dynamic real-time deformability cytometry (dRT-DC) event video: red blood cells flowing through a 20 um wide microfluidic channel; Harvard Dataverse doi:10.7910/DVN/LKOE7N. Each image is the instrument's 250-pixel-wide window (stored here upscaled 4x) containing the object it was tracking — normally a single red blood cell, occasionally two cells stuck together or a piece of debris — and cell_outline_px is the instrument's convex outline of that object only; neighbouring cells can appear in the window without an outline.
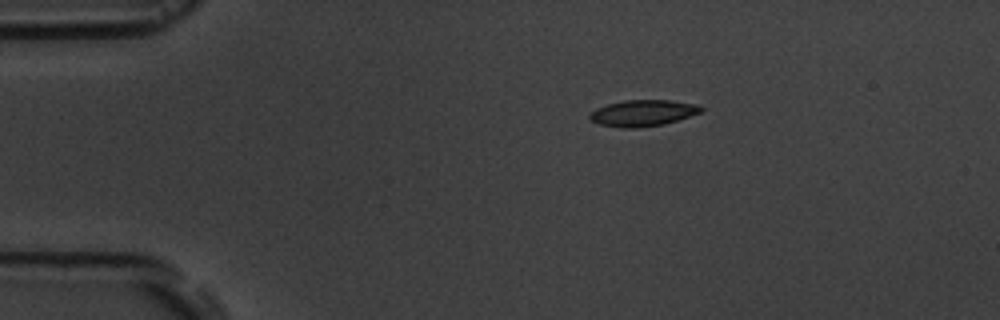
{"species": "common noctule bat (a hibernating species)", "species_latin": "Nyctalus noctula", "temperature_condition": "room temperature", "stored_images_in_passage": 8, "camera_frame_rate_fps": 3000, "um_per_image_px": 0.085, "animal": {"sex": "male", "body_mass_g": 19.5, "forearm_length_mm": 54.6}, "frame": {"image": 1, "passage_image": 1, "time_ms": 0.0, "image_size_px": [1000, 320], "cell_outline_px": [[704, 108], [700, 112], [664, 124], [636, 128], [620, 128], [600, 124], [592, 120], [588, 116], [596, 108], [608, 104], [624, 100], [668, 100], [700, 104]], "centroid_in_image_um": [54.65, 9.6], "position_along_channel_um": 30.4, "area_um2": 16.94}}
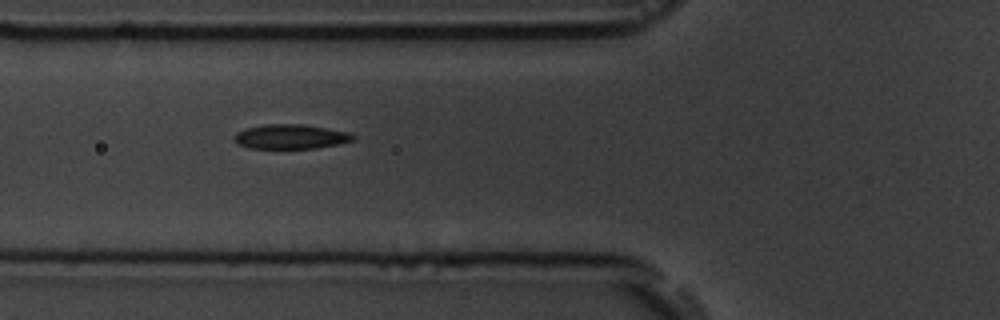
{"frame": {"image": 2, "passage_image": 4, "time_ms": 3.333, "image_size_px": [1000, 320], "cell_outline_px": [[356, 136], [352, 140], [340, 144], [316, 148], [248, 148], [232, 140], [232, 136], [236, 132], [244, 128], [264, 124], [304, 124], [348, 132]], "centroid_in_image_um": [24.66, 11.61], "position_along_channel_um": 101.1, "area_um2": 17.11}}
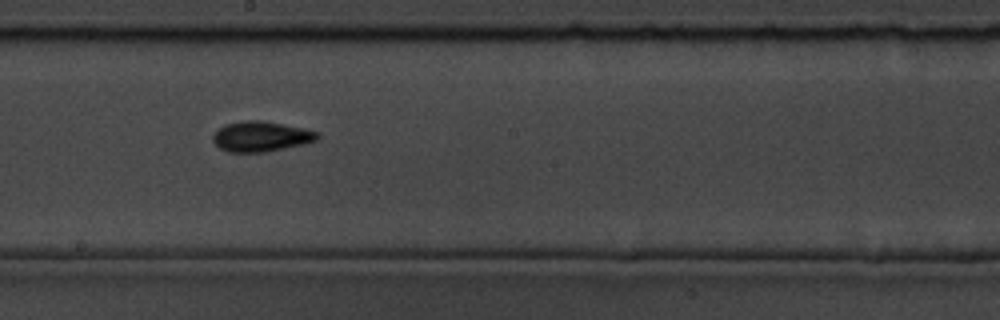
{"frame": {"image": 3, "passage_image": 7, "time_ms": 6.667, "image_size_px": [1000, 320], "cell_outline_px": [[320, 140], [304, 144], [264, 152], [228, 152], [220, 148], [212, 140], [212, 136], [224, 124], [244, 120], [260, 120], [304, 128], [320, 132]], "centroid_in_image_um": [22.22, 11.6], "position_along_channel_um": 226.0, "area_um2": 18.5}}